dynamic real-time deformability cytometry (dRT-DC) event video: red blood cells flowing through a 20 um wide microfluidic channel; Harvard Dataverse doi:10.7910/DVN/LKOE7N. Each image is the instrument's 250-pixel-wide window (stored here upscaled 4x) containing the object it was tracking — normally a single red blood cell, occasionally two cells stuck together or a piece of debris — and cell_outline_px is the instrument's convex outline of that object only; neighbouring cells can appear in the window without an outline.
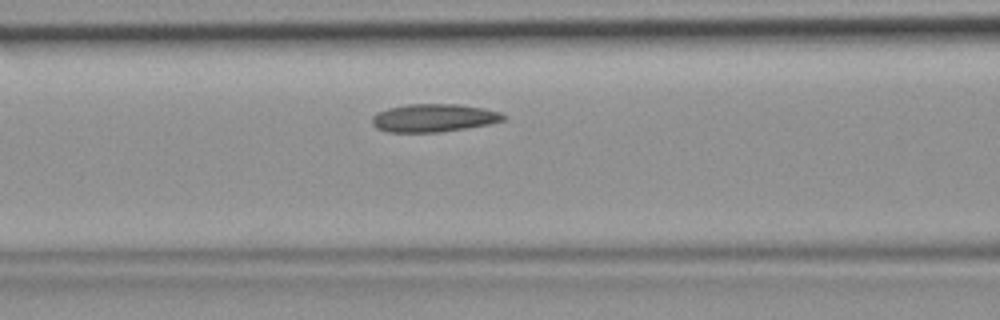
{"species": "common noctule bat (a hibernating species)", "species_latin": "Nyctalus noctula", "temperature_condition": "room temperature", "stored_images_in_passage": 37, "camera_frame_rate_fps": 3000, "um_per_image_px": 0.085, "animal": {"sex": "female", "body_mass_g": 19.9}, "frame": {"image": 1, "passage_image": 11, "time_ms": 3.333, "image_size_px": [1000, 320], "cell_outline_px": [[504, 120], [488, 124], [440, 132], [388, 132], [376, 128], [372, 124], [372, 116], [376, 112], [388, 108], [408, 104], [456, 104], [484, 108], [500, 112], [504, 116]], "centroid_in_image_um": [36.81, 10.02], "position_along_channel_um": 129.8, "area_um2": 21.33}}
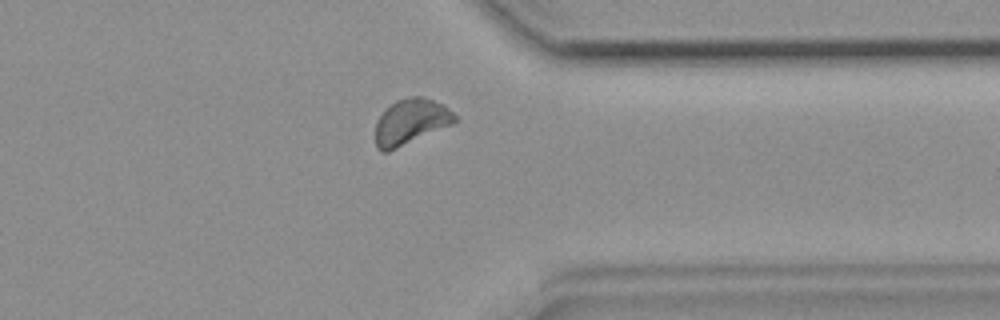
{"frame": {"image": 2, "passage_image": 28, "time_ms": 9.0, "image_size_px": [1000, 320], "cell_outline_px": [[460, 120], [452, 124], [388, 152], [380, 152], [376, 148], [376, 120], [396, 100], [412, 96], [420, 96], [444, 104]], "centroid_in_image_um": [34.92, 10.36], "position_along_channel_um": 376.5, "area_um2": 20.92}}
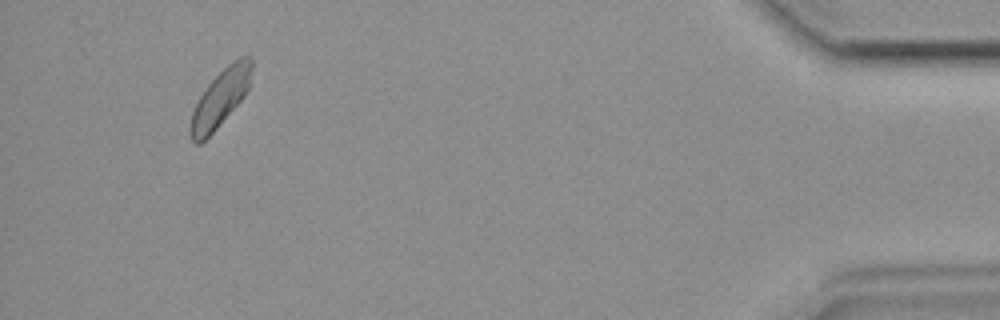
{"frame": {"image": 3, "passage_image": 35, "time_ms": 11.333, "image_size_px": [1000, 320], "cell_outline_px": [[252, 68], [248, 88], [244, 96], [216, 128], [200, 144], [196, 144], [192, 140], [188, 132], [188, 128], [192, 112], [200, 96], [208, 84], [232, 60], [240, 56], [248, 56], [252, 60]], "centroid_in_image_um": [18.7, 8.35], "position_along_channel_um": 416.5, "area_um2": 20.06}}